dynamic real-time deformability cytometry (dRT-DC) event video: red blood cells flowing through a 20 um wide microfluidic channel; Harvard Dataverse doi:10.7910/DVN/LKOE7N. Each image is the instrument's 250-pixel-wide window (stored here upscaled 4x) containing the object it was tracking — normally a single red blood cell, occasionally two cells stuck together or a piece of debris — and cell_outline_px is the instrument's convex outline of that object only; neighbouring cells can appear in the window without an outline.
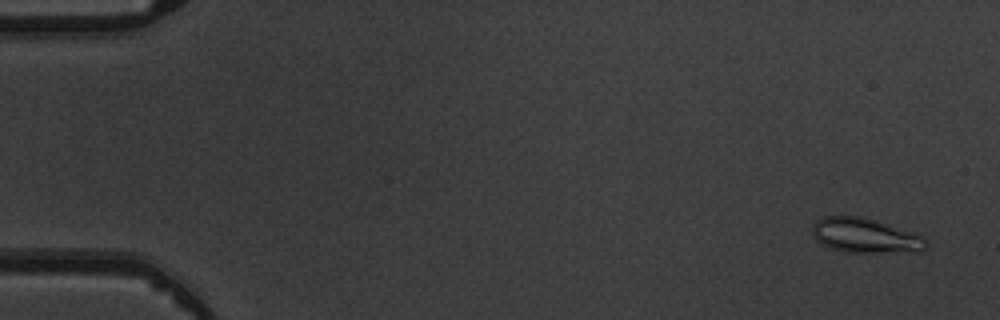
{"species": "common noctule bat (a hibernating species)", "species_latin": "Nyctalus noctula", "temperature_condition": "warm", "stored_images_in_passage": 6, "camera_frame_rate_fps": 3000, "um_per_image_px": 0.085, "animal": {"sex": "male", "body_mass_g": 19.5, "forearm_length_mm": 54.6}, "frame": {"image": 1, "passage_image": 1, "time_ms": 0.0, "image_size_px": [1000, 320], "cell_outline_px": [[928, 248], [880, 252], [844, 252], [832, 248], [816, 240], [812, 232], [812, 224], [816, 220], [824, 216], [860, 216], [924, 236], [928, 240]], "centroid_in_image_um": [73.48, 20.0], "position_along_channel_um": 11.5, "area_um2": 22.37}}
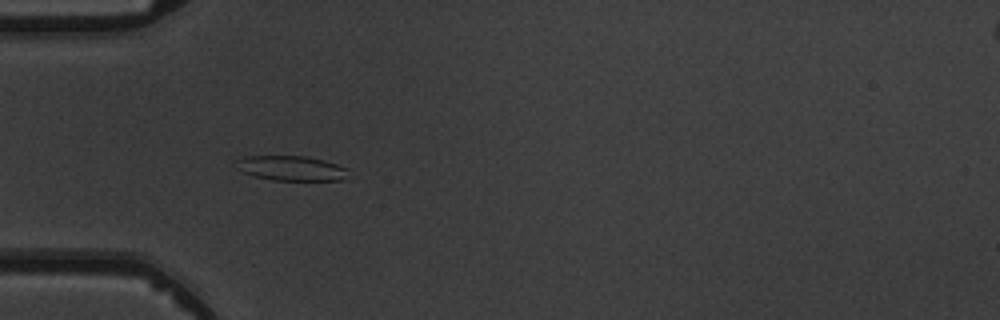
{"frame": {"image": 2, "passage_image": 5, "time_ms": 4.667, "image_size_px": [1000, 320], "cell_outline_px": [[348, 168], [344, 180], [272, 180], [252, 176], [236, 168], [236, 160], [244, 156], [308, 156], [324, 160]], "centroid_in_image_um": [24.73, 14.29], "position_along_channel_um": 60.3, "area_um2": 16.3}}
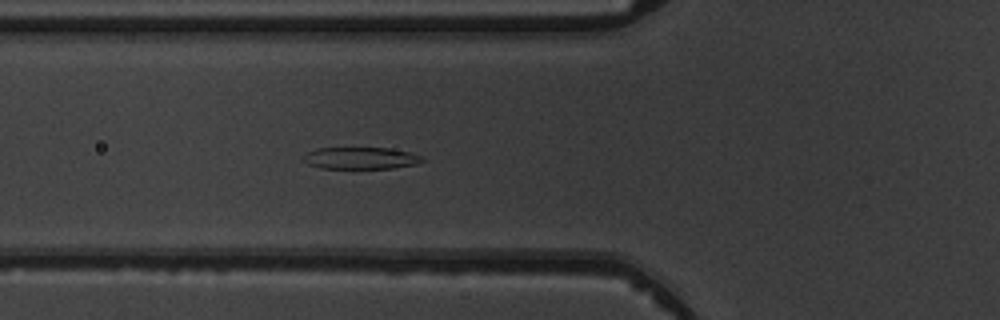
{"frame": {"image": 3, "passage_image": 6, "time_ms": 5.667, "image_size_px": [1000, 320], "cell_outline_px": [[428, 160], [416, 164], [392, 168], [320, 168], [308, 164], [304, 160], [304, 156], [308, 152], [316, 148], [392, 148], [408, 152], [420, 156]], "centroid_in_image_um": [30.69, 13.44], "position_along_channel_um": 95.1, "area_um2": 15.09}}